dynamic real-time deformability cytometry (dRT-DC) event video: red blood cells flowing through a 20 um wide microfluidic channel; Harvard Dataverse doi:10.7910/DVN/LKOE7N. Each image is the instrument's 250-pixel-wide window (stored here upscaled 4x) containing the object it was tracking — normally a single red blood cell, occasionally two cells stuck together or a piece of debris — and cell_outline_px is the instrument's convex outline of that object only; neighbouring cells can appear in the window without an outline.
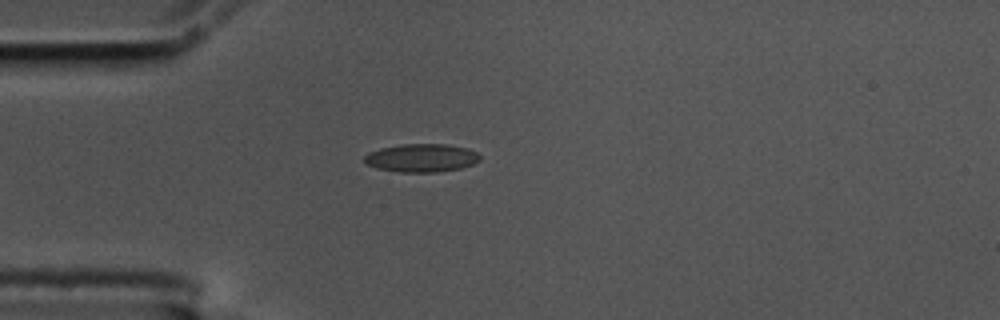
{"species": "common noctule bat (a hibernating species)", "species_latin": "Nyctalus noctula", "temperature_condition": "cold", "stored_images_in_passage": 10, "camera_frame_rate_fps": 3000, "um_per_image_px": 0.085, "animal": {"sex": "male", "body_mass_g": 17.5, "forearm_length_mm": 52.3}, "frame": {"image": 1, "passage_image": 1, "time_ms": 0.0, "image_size_px": [1000, 320], "cell_outline_px": [[480, 160], [472, 164], [460, 168], [436, 172], [400, 172], [376, 168], [368, 164], [364, 160], [364, 156], [368, 152], [380, 148], [404, 144], [448, 144], [468, 148], [476, 152], [480, 156]], "centroid_in_image_um": [35.83, 13.42], "position_along_channel_um": 49.2, "area_um2": 18.96}}